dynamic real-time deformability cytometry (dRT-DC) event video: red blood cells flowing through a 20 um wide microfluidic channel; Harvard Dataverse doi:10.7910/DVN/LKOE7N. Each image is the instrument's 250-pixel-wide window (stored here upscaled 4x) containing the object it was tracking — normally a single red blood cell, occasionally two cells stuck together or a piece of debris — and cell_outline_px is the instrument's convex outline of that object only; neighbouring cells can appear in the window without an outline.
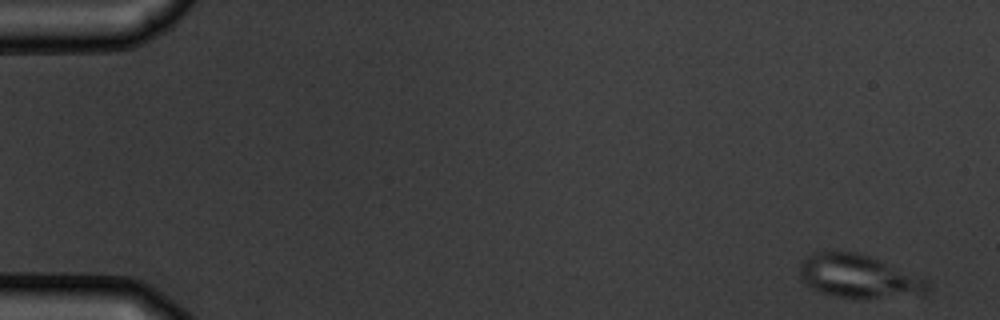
{"species": "common noctule bat (a hibernating species)", "species_latin": "Nyctalus noctula", "temperature_condition": "warm", "stored_images_in_passage": 5, "camera_frame_rate_fps": 3000, "um_per_image_px": 0.085, "animal": {"sex": "male", "body_mass_g": 19.5, "forearm_length_mm": 54.6}, "frame": {"image": 1, "passage_image": 1, "time_ms": 0.0, "image_size_px": [1000, 320], "cell_outline_px": [[928, 288], [924, 292], [860, 300], [832, 296], [820, 292], [812, 288], [800, 276], [800, 264], [808, 256], [816, 252], [856, 252], [880, 260], [924, 276], [928, 280]], "centroid_in_image_um": [72.99, 23.5], "position_along_channel_um": 12.0, "area_um2": 32.08}}